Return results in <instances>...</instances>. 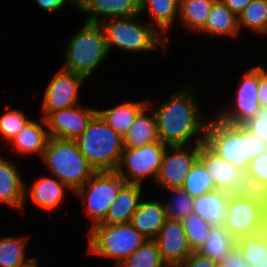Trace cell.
<instances>
[{
  "label": "cell",
  "instance_id": "cell-1",
  "mask_svg": "<svg viewBox=\"0 0 267 267\" xmlns=\"http://www.w3.org/2000/svg\"><path fill=\"white\" fill-rule=\"evenodd\" d=\"M148 104L155 114L159 141L163 144L189 146L205 142L209 120L200 112L192 86H183L157 108L150 100Z\"/></svg>",
  "mask_w": 267,
  "mask_h": 267
},
{
  "label": "cell",
  "instance_id": "cell-2",
  "mask_svg": "<svg viewBox=\"0 0 267 267\" xmlns=\"http://www.w3.org/2000/svg\"><path fill=\"white\" fill-rule=\"evenodd\" d=\"M205 143L220 157L244 172L250 160L267 149V144L244 126L226 124L215 117L208 121Z\"/></svg>",
  "mask_w": 267,
  "mask_h": 267
},
{
  "label": "cell",
  "instance_id": "cell-3",
  "mask_svg": "<svg viewBox=\"0 0 267 267\" xmlns=\"http://www.w3.org/2000/svg\"><path fill=\"white\" fill-rule=\"evenodd\" d=\"M141 15L111 18L101 21L109 53L112 48L131 53L161 51L166 54L167 40L148 21L140 19Z\"/></svg>",
  "mask_w": 267,
  "mask_h": 267
},
{
  "label": "cell",
  "instance_id": "cell-4",
  "mask_svg": "<svg viewBox=\"0 0 267 267\" xmlns=\"http://www.w3.org/2000/svg\"><path fill=\"white\" fill-rule=\"evenodd\" d=\"M95 172L116 171L123 152V137L96 113L74 140Z\"/></svg>",
  "mask_w": 267,
  "mask_h": 267
},
{
  "label": "cell",
  "instance_id": "cell-5",
  "mask_svg": "<svg viewBox=\"0 0 267 267\" xmlns=\"http://www.w3.org/2000/svg\"><path fill=\"white\" fill-rule=\"evenodd\" d=\"M64 48V66L61 68L86 80L110 55L100 24L87 21Z\"/></svg>",
  "mask_w": 267,
  "mask_h": 267
},
{
  "label": "cell",
  "instance_id": "cell-6",
  "mask_svg": "<svg viewBox=\"0 0 267 267\" xmlns=\"http://www.w3.org/2000/svg\"><path fill=\"white\" fill-rule=\"evenodd\" d=\"M41 160L50 175L63 182L72 193L95 173L73 140L49 137Z\"/></svg>",
  "mask_w": 267,
  "mask_h": 267
},
{
  "label": "cell",
  "instance_id": "cell-7",
  "mask_svg": "<svg viewBox=\"0 0 267 267\" xmlns=\"http://www.w3.org/2000/svg\"><path fill=\"white\" fill-rule=\"evenodd\" d=\"M88 237V254L113 259L114 267L147 240L130 222L96 224L89 230Z\"/></svg>",
  "mask_w": 267,
  "mask_h": 267
},
{
  "label": "cell",
  "instance_id": "cell-8",
  "mask_svg": "<svg viewBox=\"0 0 267 267\" xmlns=\"http://www.w3.org/2000/svg\"><path fill=\"white\" fill-rule=\"evenodd\" d=\"M126 181L116 171L95 172L75 194L85 204L84 212L93 227L101 223Z\"/></svg>",
  "mask_w": 267,
  "mask_h": 267
},
{
  "label": "cell",
  "instance_id": "cell-9",
  "mask_svg": "<svg viewBox=\"0 0 267 267\" xmlns=\"http://www.w3.org/2000/svg\"><path fill=\"white\" fill-rule=\"evenodd\" d=\"M167 145L161 141L138 148H123L116 172L126 183L144 184L145 178L155 180Z\"/></svg>",
  "mask_w": 267,
  "mask_h": 267
},
{
  "label": "cell",
  "instance_id": "cell-10",
  "mask_svg": "<svg viewBox=\"0 0 267 267\" xmlns=\"http://www.w3.org/2000/svg\"><path fill=\"white\" fill-rule=\"evenodd\" d=\"M234 95L233 102L213 116L226 124L243 126L262 110L258 102V66L242 74Z\"/></svg>",
  "mask_w": 267,
  "mask_h": 267
},
{
  "label": "cell",
  "instance_id": "cell-11",
  "mask_svg": "<svg viewBox=\"0 0 267 267\" xmlns=\"http://www.w3.org/2000/svg\"><path fill=\"white\" fill-rule=\"evenodd\" d=\"M223 226L237 240L267 229V212L251 200L230 193Z\"/></svg>",
  "mask_w": 267,
  "mask_h": 267
},
{
  "label": "cell",
  "instance_id": "cell-12",
  "mask_svg": "<svg viewBox=\"0 0 267 267\" xmlns=\"http://www.w3.org/2000/svg\"><path fill=\"white\" fill-rule=\"evenodd\" d=\"M198 159L199 144L167 146L154 182L164 189L181 188Z\"/></svg>",
  "mask_w": 267,
  "mask_h": 267
},
{
  "label": "cell",
  "instance_id": "cell-13",
  "mask_svg": "<svg viewBox=\"0 0 267 267\" xmlns=\"http://www.w3.org/2000/svg\"><path fill=\"white\" fill-rule=\"evenodd\" d=\"M85 81L81 75L59 69L44 90L42 118L44 119L52 111L79 105L80 88Z\"/></svg>",
  "mask_w": 267,
  "mask_h": 267
},
{
  "label": "cell",
  "instance_id": "cell-14",
  "mask_svg": "<svg viewBox=\"0 0 267 267\" xmlns=\"http://www.w3.org/2000/svg\"><path fill=\"white\" fill-rule=\"evenodd\" d=\"M96 113L97 109L81 104L52 111L44 118L48 136L74 141Z\"/></svg>",
  "mask_w": 267,
  "mask_h": 267
},
{
  "label": "cell",
  "instance_id": "cell-15",
  "mask_svg": "<svg viewBox=\"0 0 267 267\" xmlns=\"http://www.w3.org/2000/svg\"><path fill=\"white\" fill-rule=\"evenodd\" d=\"M153 240L167 266L178 267L193 252L188 244L182 221L167 218Z\"/></svg>",
  "mask_w": 267,
  "mask_h": 267
},
{
  "label": "cell",
  "instance_id": "cell-16",
  "mask_svg": "<svg viewBox=\"0 0 267 267\" xmlns=\"http://www.w3.org/2000/svg\"><path fill=\"white\" fill-rule=\"evenodd\" d=\"M199 160L212 178L216 190L231 194L237 191L243 170L220 157L205 142L199 144Z\"/></svg>",
  "mask_w": 267,
  "mask_h": 267
},
{
  "label": "cell",
  "instance_id": "cell-17",
  "mask_svg": "<svg viewBox=\"0 0 267 267\" xmlns=\"http://www.w3.org/2000/svg\"><path fill=\"white\" fill-rule=\"evenodd\" d=\"M77 10L89 16L85 21L100 23L111 18L139 15L140 0H77Z\"/></svg>",
  "mask_w": 267,
  "mask_h": 267
},
{
  "label": "cell",
  "instance_id": "cell-18",
  "mask_svg": "<svg viewBox=\"0 0 267 267\" xmlns=\"http://www.w3.org/2000/svg\"><path fill=\"white\" fill-rule=\"evenodd\" d=\"M71 191L63 182L56 177H39L29 188L24 183V202L22 213L25 211L26 201L31 197L32 202L42 210L54 211L62 205L65 197V191ZM29 195V196H28Z\"/></svg>",
  "mask_w": 267,
  "mask_h": 267
},
{
  "label": "cell",
  "instance_id": "cell-19",
  "mask_svg": "<svg viewBox=\"0 0 267 267\" xmlns=\"http://www.w3.org/2000/svg\"><path fill=\"white\" fill-rule=\"evenodd\" d=\"M17 167L0 155V202L22 213L25 181Z\"/></svg>",
  "mask_w": 267,
  "mask_h": 267
},
{
  "label": "cell",
  "instance_id": "cell-20",
  "mask_svg": "<svg viewBox=\"0 0 267 267\" xmlns=\"http://www.w3.org/2000/svg\"><path fill=\"white\" fill-rule=\"evenodd\" d=\"M143 185L125 183L119 190L113 204L109 207L103 224L129 223L143 198Z\"/></svg>",
  "mask_w": 267,
  "mask_h": 267
},
{
  "label": "cell",
  "instance_id": "cell-21",
  "mask_svg": "<svg viewBox=\"0 0 267 267\" xmlns=\"http://www.w3.org/2000/svg\"><path fill=\"white\" fill-rule=\"evenodd\" d=\"M40 120L41 123L30 120L7 145H10L18 154L23 156L36 154L41 159L49 136L45 120L43 118Z\"/></svg>",
  "mask_w": 267,
  "mask_h": 267
},
{
  "label": "cell",
  "instance_id": "cell-22",
  "mask_svg": "<svg viewBox=\"0 0 267 267\" xmlns=\"http://www.w3.org/2000/svg\"><path fill=\"white\" fill-rule=\"evenodd\" d=\"M166 212L162 200L140 201L139 206L130 219V223L144 237L153 240L166 221Z\"/></svg>",
  "mask_w": 267,
  "mask_h": 267
},
{
  "label": "cell",
  "instance_id": "cell-23",
  "mask_svg": "<svg viewBox=\"0 0 267 267\" xmlns=\"http://www.w3.org/2000/svg\"><path fill=\"white\" fill-rule=\"evenodd\" d=\"M179 4L180 0H140V15L144 16V13L146 15L147 11L149 12L153 20L148 23L166 38L167 43L168 30L178 22Z\"/></svg>",
  "mask_w": 267,
  "mask_h": 267
},
{
  "label": "cell",
  "instance_id": "cell-24",
  "mask_svg": "<svg viewBox=\"0 0 267 267\" xmlns=\"http://www.w3.org/2000/svg\"><path fill=\"white\" fill-rule=\"evenodd\" d=\"M158 141L156 117L152 107L147 104L123 137V145L124 148H138Z\"/></svg>",
  "mask_w": 267,
  "mask_h": 267
},
{
  "label": "cell",
  "instance_id": "cell-25",
  "mask_svg": "<svg viewBox=\"0 0 267 267\" xmlns=\"http://www.w3.org/2000/svg\"><path fill=\"white\" fill-rule=\"evenodd\" d=\"M230 193L213 190L194 198L193 213L210 223L212 227H223Z\"/></svg>",
  "mask_w": 267,
  "mask_h": 267
},
{
  "label": "cell",
  "instance_id": "cell-26",
  "mask_svg": "<svg viewBox=\"0 0 267 267\" xmlns=\"http://www.w3.org/2000/svg\"><path fill=\"white\" fill-rule=\"evenodd\" d=\"M198 33L218 38L238 37V17L221 0H215L205 26Z\"/></svg>",
  "mask_w": 267,
  "mask_h": 267
},
{
  "label": "cell",
  "instance_id": "cell-27",
  "mask_svg": "<svg viewBox=\"0 0 267 267\" xmlns=\"http://www.w3.org/2000/svg\"><path fill=\"white\" fill-rule=\"evenodd\" d=\"M148 104V100L126 101L112 108L97 110L101 118L120 136L124 137L138 113Z\"/></svg>",
  "mask_w": 267,
  "mask_h": 267
},
{
  "label": "cell",
  "instance_id": "cell-28",
  "mask_svg": "<svg viewBox=\"0 0 267 267\" xmlns=\"http://www.w3.org/2000/svg\"><path fill=\"white\" fill-rule=\"evenodd\" d=\"M215 0H180L179 24L186 30L199 32L204 26Z\"/></svg>",
  "mask_w": 267,
  "mask_h": 267
},
{
  "label": "cell",
  "instance_id": "cell-29",
  "mask_svg": "<svg viewBox=\"0 0 267 267\" xmlns=\"http://www.w3.org/2000/svg\"><path fill=\"white\" fill-rule=\"evenodd\" d=\"M27 236L0 237V267H24L34 257H26Z\"/></svg>",
  "mask_w": 267,
  "mask_h": 267
},
{
  "label": "cell",
  "instance_id": "cell-30",
  "mask_svg": "<svg viewBox=\"0 0 267 267\" xmlns=\"http://www.w3.org/2000/svg\"><path fill=\"white\" fill-rule=\"evenodd\" d=\"M237 244V240L223 227H212L205 242L198 248L200 255L219 263L223 256Z\"/></svg>",
  "mask_w": 267,
  "mask_h": 267
},
{
  "label": "cell",
  "instance_id": "cell-31",
  "mask_svg": "<svg viewBox=\"0 0 267 267\" xmlns=\"http://www.w3.org/2000/svg\"><path fill=\"white\" fill-rule=\"evenodd\" d=\"M237 17L240 33L244 28L267 35V0H252Z\"/></svg>",
  "mask_w": 267,
  "mask_h": 267
},
{
  "label": "cell",
  "instance_id": "cell-32",
  "mask_svg": "<svg viewBox=\"0 0 267 267\" xmlns=\"http://www.w3.org/2000/svg\"><path fill=\"white\" fill-rule=\"evenodd\" d=\"M237 245L251 267H267V229L255 235L238 238Z\"/></svg>",
  "mask_w": 267,
  "mask_h": 267
},
{
  "label": "cell",
  "instance_id": "cell-33",
  "mask_svg": "<svg viewBox=\"0 0 267 267\" xmlns=\"http://www.w3.org/2000/svg\"><path fill=\"white\" fill-rule=\"evenodd\" d=\"M157 244L147 239L138 249L128 256L118 267H166Z\"/></svg>",
  "mask_w": 267,
  "mask_h": 267
},
{
  "label": "cell",
  "instance_id": "cell-34",
  "mask_svg": "<svg viewBox=\"0 0 267 267\" xmlns=\"http://www.w3.org/2000/svg\"><path fill=\"white\" fill-rule=\"evenodd\" d=\"M181 189L189 193L193 198L215 190L212 178L209 176L205 166L199 159L191 168Z\"/></svg>",
  "mask_w": 267,
  "mask_h": 267
},
{
  "label": "cell",
  "instance_id": "cell-35",
  "mask_svg": "<svg viewBox=\"0 0 267 267\" xmlns=\"http://www.w3.org/2000/svg\"><path fill=\"white\" fill-rule=\"evenodd\" d=\"M171 193L169 201H163L166 218L182 221L193 213L194 198L181 188L166 189Z\"/></svg>",
  "mask_w": 267,
  "mask_h": 267
},
{
  "label": "cell",
  "instance_id": "cell-36",
  "mask_svg": "<svg viewBox=\"0 0 267 267\" xmlns=\"http://www.w3.org/2000/svg\"><path fill=\"white\" fill-rule=\"evenodd\" d=\"M238 197L251 200L267 212V185L243 172L237 191Z\"/></svg>",
  "mask_w": 267,
  "mask_h": 267
},
{
  "label": "cell",
  "instance_id": "cell-37",
  "mask_svg": "<svg viewBox=\"0 0 267 267\" xmlns=\"http://www.w3.org/2000/svg\"><path fill=\"white\" fill-rule=\"evenodd\" d=\"M182 224L190 248L192 251H197L207 239L212 226L195 213L189 214L182 220Z\"/></svg>",
  "mask_w": 267,
  "mask_h": 267
},
{
  "label": "cell",
  "instance_id": "cell-38",
  "mask_svg": "<svg viewBox=\"0 0 267 267\" xmlns=\"http://www.w3.org/2000/svg\"><path fill=\"white\" fill-rule=\"evenodd\" d=\"M27 114L19 109H9L0 117V137L10 143L21 129L30 121Z\"/></svg>",
  "mask_w": 267,
  "mask_h": 267
},
{
  "label": "cell",
  "instance_id": "cell-39",
  "mask_svg": "<svg viewBox=\"0 0 267 267\" xmlns=\"http://www.w3.org/2000/svg\"><path fill=\"white\" fill-rule=\"evenodd\" d=\"M243 126L248 132L267 144V110H261Z\"/></svg>",
  "mask_w": 267,
  "mask_h": 267
},
{
  "label": "cell",
  "instance_id": "cell-40",
  "mask_svg": "<svg viewBox=\"0 0 267 267\" xmlns=\"http://www.w3.org/2000/svg\"><path fill=\"white\" fill-rule=\"evenodd\" d=\"M245 172L267 185V149L250 160Z\"/></svg>",
  "mask_w": 267,
  "mask_h": 267
},
{
  "label": "cell",
  "instance_id": "cell-41",
  "mask_svg": "<svg viewBox=\"0 0 267 267\" xmlns=\"http://www.w3.org/2000/svg\"><path fill=\"white\" fill-rule=\"evenodd\" d=\"M218 264L222 267H251V265L245 260L243 253L237 244L223 256L222 260Z\"/></svg>",
  "mask_w": 267,
  "mask_h": 267
},
{
  "label": "cell",
  "instance_id": "cell-42",
  "mask_svg": "<svg viewBox=\"0 0 267 267\" xmlns=\"http://www.w3.org/2000/svg\"><path fill=\"white\" fill-rule=\"evenodd\" d=\"M218 263L193 251L178 267H217Z\"/></svg>",
  "mask_w": 267,
  "mask_h": 267
},
{
  "label": "cell",
  "instance_id": "cell-43",
  "mask_svg": "<svg viewBox=\"0 0 267 267\" xmlns=\"http://www.w3.org/2000/svg\"><path fill=\"white\" fill-rule=\"evenodd\" d=\"M258 102L262 110H267V70L258 66Z\"/></svg>",
  "mask_w": 267,
  "mask_h": 267
},
{
  "label": "cell",
  "instance_id": "cell-44",
  "mask_svg": "<svg viewBox=\"0 0 267 267\" xmlns=\"http://www.w3.org/2000/svg\"><path fill=\"white\" fill-rule=\"evenodd\" d=\"M37 5L46 12H55L70 4L77 9V0H35Z\"/></svg>",
  "mask_w": 267,
  "mask_h": 267
},
{
  "label": "cell",
  "instance_id": "cell-45",
  "mask_svg": "<svg viewBox=\"0 0 267 267\" xmlns=\"http://www.w3.org/2000/svg\"><path fill=\"white\" fill-rule=\"evenodd\" d=\"M236 16H238L252 0H221Z\"/></svg>",
  "mask_w": 267,
  "mask_h": 267
},
{
  "label": "cell",
  "instance_id": "cell-46",
  "mask_svg": "<svg viewBox=\"0 0 267 267\" xmlns=\"http://www.w3.org/2000/svg\"><path fill=\"white\" fill-rule=\"evenodd\" d=\"M39 261L37 258H35L32 262H30L29 264H27L26 266L24 267H38L39 266Z\"/></svg>",
  "mask_w": 267,
  "mask_h": 267
}]
</instances>
